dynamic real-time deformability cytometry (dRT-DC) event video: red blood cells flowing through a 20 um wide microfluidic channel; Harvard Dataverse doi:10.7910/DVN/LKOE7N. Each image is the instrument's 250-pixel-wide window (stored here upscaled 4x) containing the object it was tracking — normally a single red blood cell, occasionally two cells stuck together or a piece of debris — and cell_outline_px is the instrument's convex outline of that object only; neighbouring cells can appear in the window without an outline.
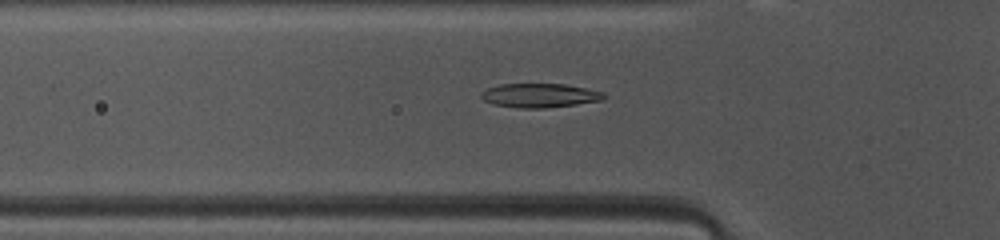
{"species": "common noctule bat (a hibernating species)", "species_latin": "Nyctalus noctula", "temperature_condition": "warm", "stored_images_in_passage": 47, "camera_frame_rate_fps": 3000, "um_per_image_px": 0.085, "animal": {"sex": "female", "body_mass_g": 10.0, "forearm_length_mm": 53.1}, "frame": {"image": 1, "passage_image": 14, "time_ms": 4.333, "image_size_px": [1000, 240], "cell_outline_px": [[604, 100], [576, 104], [544, 108], [520, 108], [496, 104], [484, 100], [480, 96], [480, 92], [488, 88], [500, 84], [564, 84], [604, 92]], "centroid_in_image_um": [45.87, 8.11], "position_along_channel_um": 79.9, "area_um2": 16.99}}
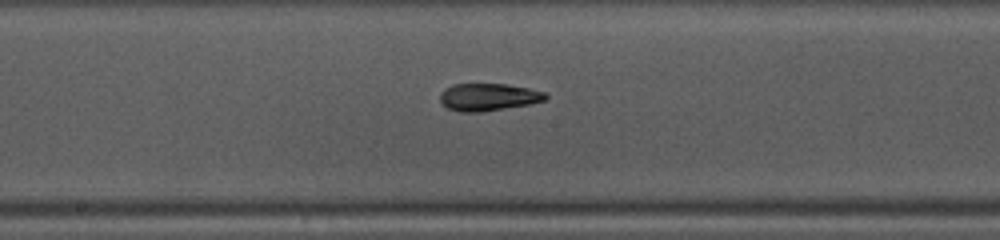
{"frame": {"image": 2, "passage_image": 23, "time_ms": 7.333, "image_size_px": [1000, 240], "cell_outline_px": [[548, 96], [544, 100], [532, 104], [480, 112], [460, 112], [448, 108], [440, 104], [440, 92], [444, 88], [452, 84], [508, 84], [528, 88], [544, 92]], "centroid_in_image_um": [41.47, 8.25], "position_along_channel_um": 206.7, "area_um2": 16.99}}
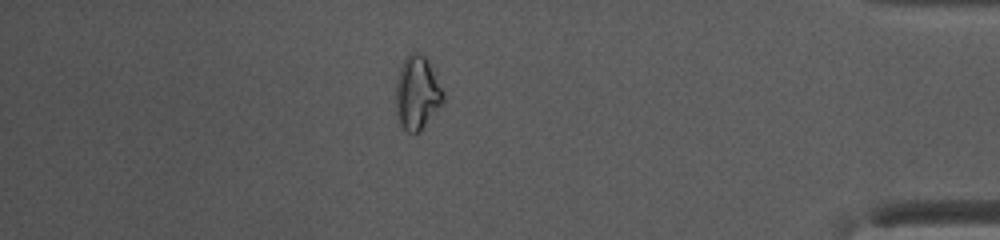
{"frame": {"image": 3, "passage_image": 40, "time_ms": 13.0, "image_size_px": [1000, 240], "cell_outline_px": [[444, 100], [420, 132], [404, 132], [396, 116], [396, 80], [404, 56], [408, 52], [416, 52], [424, 56], [428, 60], [436, 72], [444, 92]], "centroid_in_image_um": [35.45, 7.87], "position_along_channel_um": 399.8, "area_um2": 20.69}, "authors_computed_cell_mechanics": {"area_um2": 17.5134, "velocity_mm_per_s": 4.1803, "shape_relaxation_time_tau1_ms": 6.3664, "shape_relaxation_time_tau2_ms": 5.0424, "deformation_change_tau1": 0.1758, "deformation_change_tau2": 0.1288}}